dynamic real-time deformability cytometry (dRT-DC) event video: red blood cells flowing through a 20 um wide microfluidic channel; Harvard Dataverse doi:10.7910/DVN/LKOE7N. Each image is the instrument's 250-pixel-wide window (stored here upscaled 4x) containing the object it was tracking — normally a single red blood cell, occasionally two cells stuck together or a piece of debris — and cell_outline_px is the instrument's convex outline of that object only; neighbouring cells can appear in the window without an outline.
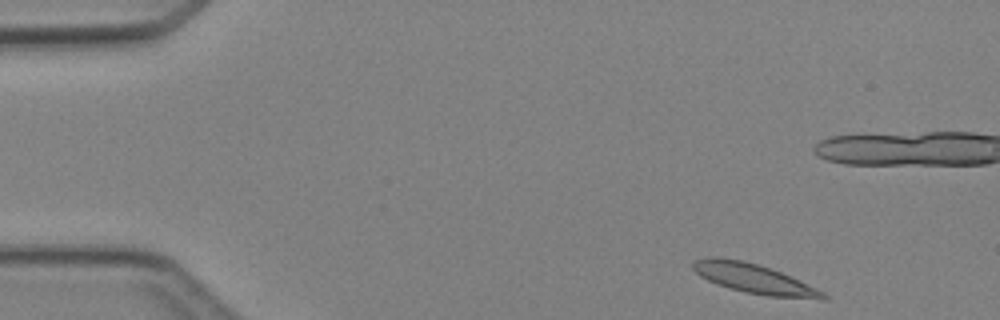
{"species": "Egyptian fruit bat (a non-hibernating species)", "species_latin": "Rousettus aegyptiacus", "temperature_condition": "cold", "stored_images_in_passage": 7, "camera_frame_rate_fps": 3000, "um_per_image_px": 0.085, "animal": {"sex": "female"}, "frame": {"image": 1, "passage_image": 1, "time_ms": 0.0, "image_size_px": [1000, 320], "cell_outline_px": [[828, 300], [820, 300], [768, 296], [744, 292], [728, 288], [716, 284], [700, 276], [692, 268], [692, 260], [708, 256], [720, 256], [744, 260], [780, 272], [816, 288], [824, 292], [828, 296]], "centroid_in_image_um": [64.05, 23.68], "position_along_channel_um": 20.9, "area_um2": 22.66}}
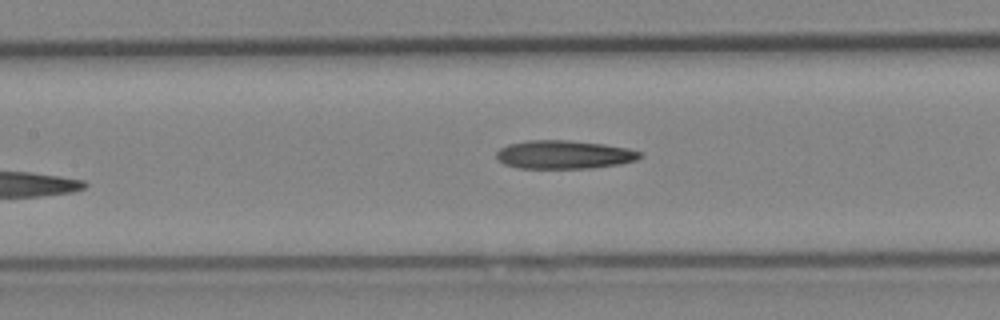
{"frame": {"image": 2, "passage_image": 6, "time_ms": 6.667, "image_size_px": [1000, 320], "cell_outline_px": [[644, 156], [636, 160], [620, 164], [588, 168], [520, 168], [504, 164], [496, 156], [496, 152], [500, 148], [508, 144], [528, 140], [568, 140], [604, 144], [628, 148], [640, 152]], "centroid_in_image_um": [47.95, 13.13], "position_along_channel_um": 159.4, "area_um2": 23.76}}